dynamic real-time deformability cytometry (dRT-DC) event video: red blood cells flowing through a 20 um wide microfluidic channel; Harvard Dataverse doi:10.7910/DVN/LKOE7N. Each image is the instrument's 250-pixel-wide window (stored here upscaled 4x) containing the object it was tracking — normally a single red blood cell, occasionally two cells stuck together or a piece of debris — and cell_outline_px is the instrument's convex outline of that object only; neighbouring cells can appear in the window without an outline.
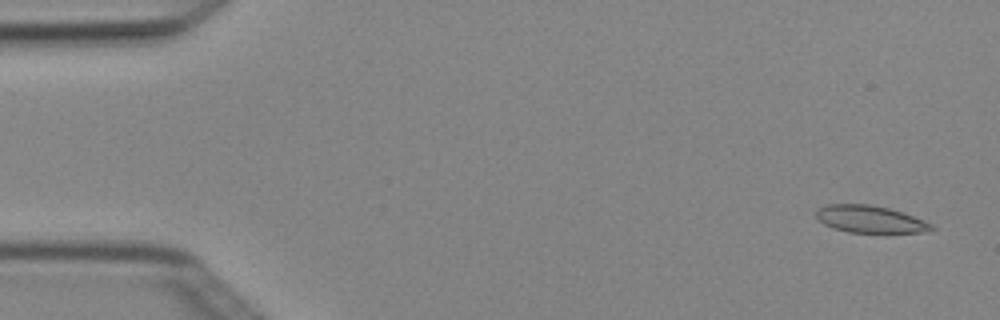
{"species": "Egyptian fruit bat (a non-hibernating species)", "species_latin": "Rousettus aegyptiacus", "temperature_condition": "cold", "stored_images_in_passage": 7, "camera_frame_rate_fps": 3000, "um_per_image_px": 0.085, "animal": {"sex": "female"}, "frame": {"image": 1, "passage_image": 1, "time_ms": 0.0, "image_size_px": [1000, 320], "cell_outline_px": [[936, 228], [920, 232], [848, 232], [824, 224], [816, 216], [816, 212], [820, 208], [828, 204], [868, 204], [888, 208], [924, 220], [932, 224]], "centroid_in_image_um": [73.95, 18.62], "position_along_channel_um": 11.0, "area_um2": 17.8}}
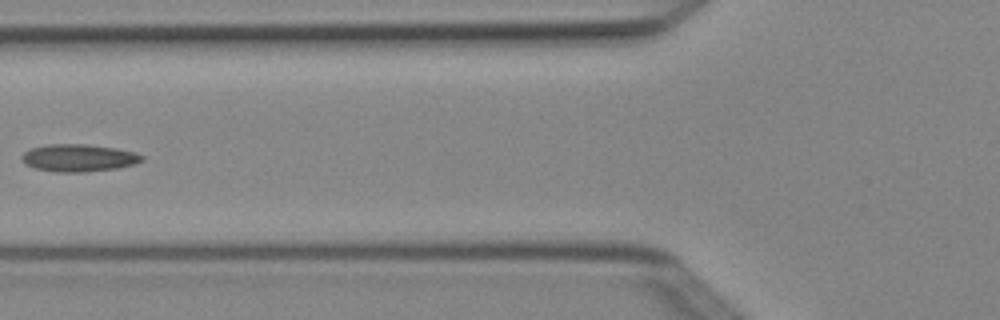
{"frame": {"image": 2, "passage_image": 6, "time_ms": 1.667, "image_size_px": [1000, 320], "cell_outline_px": [[144, 160], [132, 164], [116, 168], [84, 172], [56, 172], [36, 168], [24, 164], [20, 156], [24, 152], [32, 148], [48, 144], [88, 144], [116, 148], [132, 152], [144, 156]], "centroid_in_image_um": [6.65, 13.41], "position_along_channel_um": 119.2, "area_um2": 19.07}}
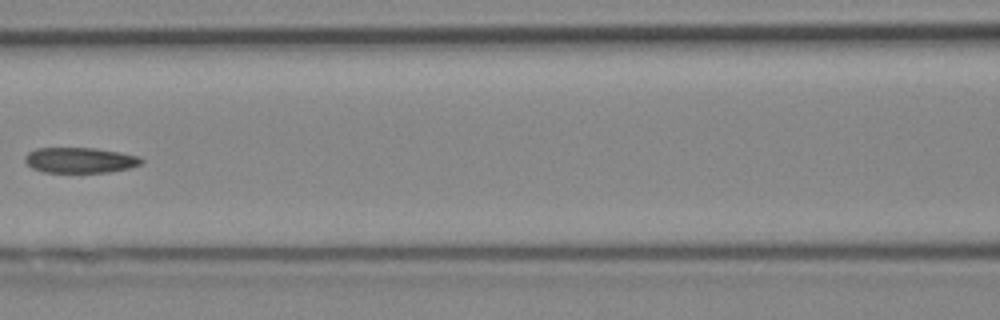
{"frame": {"image": 3, "passage_image": 7, "time_ms": 2.0, "image_size_px": [1000, 320], "cell_outline_px": [[144, 160], [140, 164], [132, 168], [108, 172], [44, 172], [32, 168], [24, 160], [24, 156], [28, 152], [36, 148], [96, 148], [120, 152], [140, 156]], "centroid_in_image_um": [6.82, 13.61], "position_along_channel_um": 159.8, "area_um2": 17.4}}